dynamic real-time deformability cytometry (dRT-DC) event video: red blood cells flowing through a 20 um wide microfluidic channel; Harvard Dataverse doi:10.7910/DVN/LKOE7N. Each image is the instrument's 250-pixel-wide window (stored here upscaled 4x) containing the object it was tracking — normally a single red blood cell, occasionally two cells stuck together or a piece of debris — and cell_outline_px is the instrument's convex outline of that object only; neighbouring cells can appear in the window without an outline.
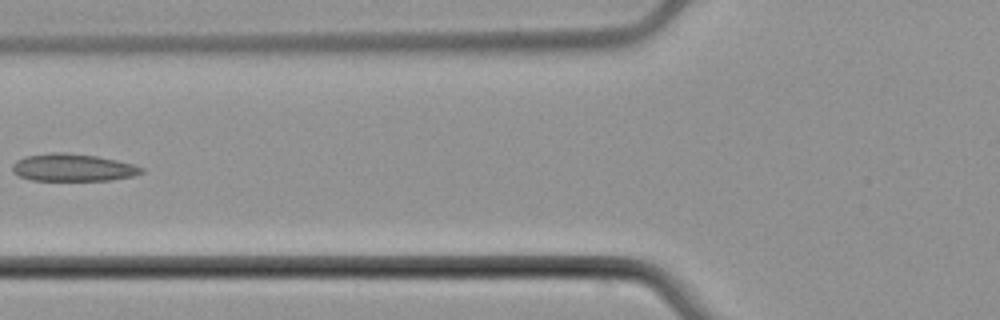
{"species": "common noctule bat (a hibernating species)", "species_latin": "Nyctalus noctula", "temperature_condition": "cold", "stored_images_in_passage": 7, "camera_frame_rate_fps": 3000, "um_per_image_px": 0.085, "animal": {"sex": "male", "body_mass_g": 21.5, "forearm_length_mm": 52.0}, "frame": {"image": 1, "passage_image": 7, "time_ms": 7.333, "image_size_px": [1000, 320], "cell_outline_px": [[144, 172], [132, 176], [112, 180], [32, 180], [20, 176], [12, 172], [12, 164], [16, 160], [24, 156], [52, 152], [64, 152], [96, 156], [116, 160], [132, 164], [144, 168]], "centroid_in_image_um": [6.16, 14.23], "position_along_channel_um": 119.6, "area_um2": 20.63}}